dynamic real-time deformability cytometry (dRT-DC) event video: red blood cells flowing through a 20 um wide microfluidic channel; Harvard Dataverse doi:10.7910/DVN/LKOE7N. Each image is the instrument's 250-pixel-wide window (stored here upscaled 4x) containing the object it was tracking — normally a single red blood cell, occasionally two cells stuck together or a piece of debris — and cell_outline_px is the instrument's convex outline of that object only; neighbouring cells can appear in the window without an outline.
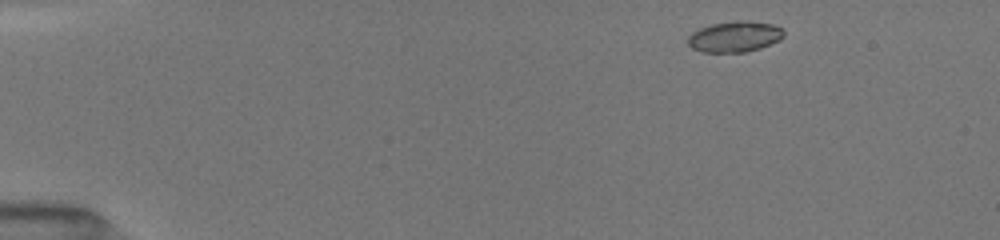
{"species": "common noctule bat (a hibernating species)", "species_latin": "Nyctalus noctula", "temperature_condition": "room temperature", "stored_images_in_passage": 10, "camera_frame_rate_fps": 3000, "um_per_image_px": 0.085, "animal": {"sex": "female", "body_mass_g": 19.5, "forearm_length_mm": 54.1}, "frame": {"image": 1, "passage_image": 1, "time_ms": 0.0, "image_size_px": [1000, 240], "cell_outline_px": [[784, 36], [780, 40], [760, 48], [744, 52], [700, 52], [692, 48], [688, 44], [688, 36], [692, 32], [700, 28], [712, 24], [740, 20], [744, 20], [772, 24], [780, 28], [784, 32]], "centroid_in_image_um": [62.43, 3.12], "position_along_channel_um": 22.6, "area_um2": 17.17}}
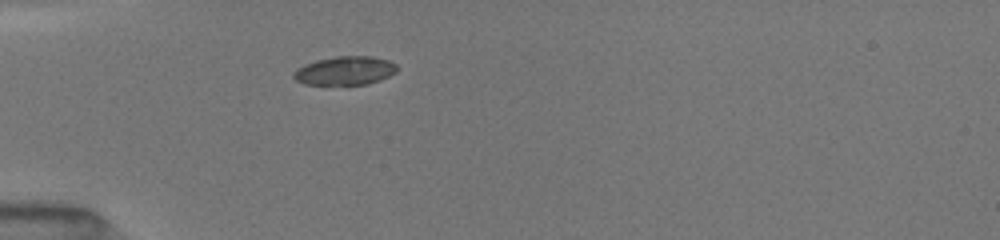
{"frame": {"image": 2, "passage_image": 7, "time_ms": 3.0, "image_size_px": [1000, 240], "cell_outline_px": [[396, 72], [380, 80], [368, 84], [304, 84], [296, 80], [292, 76], [292, 72], [296, 68], [304, 64], [316, 60], [336, 56], [372, 56], [388, 60], [396, 64]], "centroid_in_image_um": [29.29, 6.0], "position_along_channel_um": 55.7, "area_um2": 17.28}}
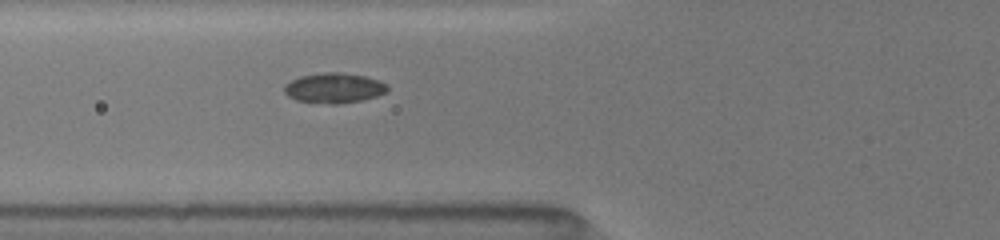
{"frame": {"image": 3, "passage_image": 10, "time_ms": 4.333, "image_size_px": [1000, 240], "cell_outline_px": [[388, 92], [376, 96], [360, 100], [336, 104], [332, 104], [296, 100], [288, 96], [284, 92], [284, 84], [300, 76], [324, 72], [340, 72], [364, 76], [380, 80], [388, 84]], "centroid_in_image_um": [28.41, 7.47], "position_along_channel_um": 97.4, "area_um2": 18.09}}